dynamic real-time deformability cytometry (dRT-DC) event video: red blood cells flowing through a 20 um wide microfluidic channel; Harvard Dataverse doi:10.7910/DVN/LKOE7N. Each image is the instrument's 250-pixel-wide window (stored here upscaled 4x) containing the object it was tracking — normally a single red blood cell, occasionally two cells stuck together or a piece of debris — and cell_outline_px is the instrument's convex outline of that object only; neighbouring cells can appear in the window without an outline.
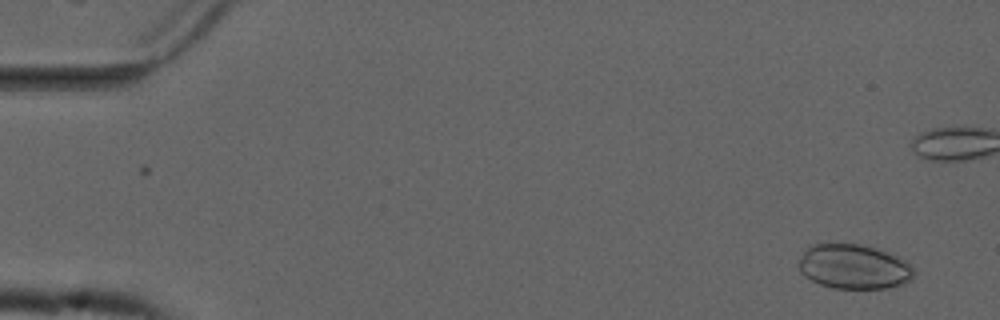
{"species": "common noctule bat (a hibernating species)", "species_latin": "Nyctalus noctula", "temperature_condition": "cold", "stored_images_in_passage": 35, "camera_frame_rate_fps": 3000, "um_per_image_px": 0.085, "animal": {"sex": "male", "forearm_length_mm": 52.5}, "frame": {"image": 1, "passage_image": 4, "time_ms": 1.0, "image_size_px": [1000, 320], "cell_outline_px": [[912, 280], [900, 284], [884, 288], [832, 288], [820, 284], [804, 276], [800, 272], [800, 260], [804, 252], [812, 244], [860, 244], [876, 248], [900, 256], [912, 268]], "centroid_in_image_um": [72.57, 22.66], "position_along_channel_um": 12.4, "area_um2": 29.59}}
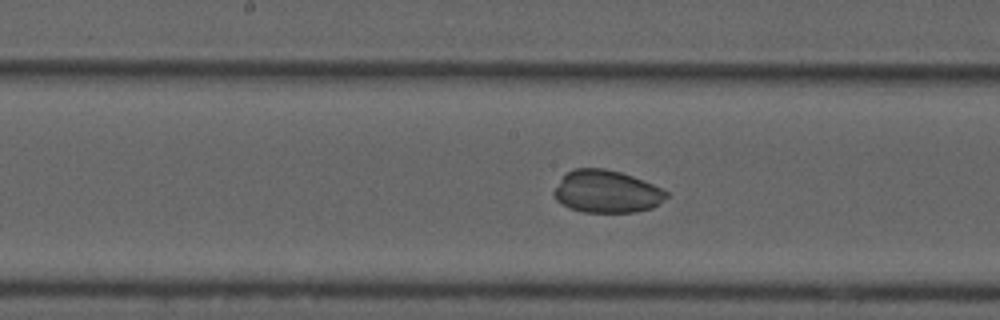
{"frame": {"image": 2, "passage_image": 29, "time_ms": 9.333, "image_size_px": [1000, 320], "cell_outline_px": [[668, 196], [652, 208], [636, 212], [584, 212], [568, 208], [556, 200], [552, 192], [564, 172], [572, 168], [604, 168], [620, 172], [632, 176], [652, 184], [668, 192]], "centroid_in_image_um": [51.5, 16.28], "position_along_channel_um": 196.7, "area_um2": 27.98}}
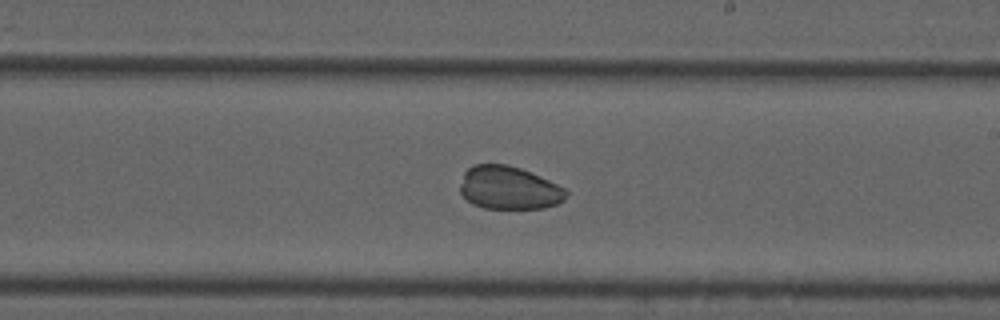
{"frame": {"image": 3, "passage_image": 33, "time_ms": 10.667, "image_size_px": [1000, 320], "cell_outline_px": [[568, 192], [564, 200], [556, 204], [544, 208], [484, 208], [472, 204], [460, 192], [460, 184], [464, 172], [472, 164], [508, 164], [520, 168], [548, 180], [564, 188]], "centroid_in_image_um": [43.23, 15.96], "position_along_channel_um": 245.8, "area_um2": 26.53}}